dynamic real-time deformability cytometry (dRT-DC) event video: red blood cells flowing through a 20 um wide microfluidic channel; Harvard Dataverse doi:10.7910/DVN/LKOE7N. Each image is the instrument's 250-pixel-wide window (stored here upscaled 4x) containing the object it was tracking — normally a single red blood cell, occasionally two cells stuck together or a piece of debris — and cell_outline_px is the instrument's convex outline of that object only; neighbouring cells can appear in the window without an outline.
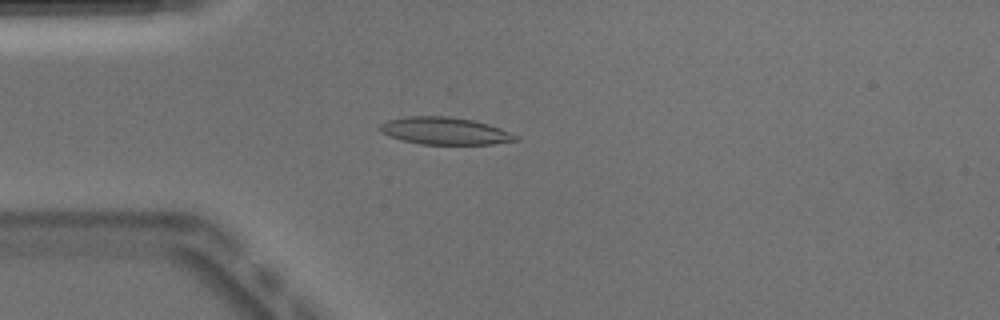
{"species": "Egyptian fruit bat (a non-hibernating species)", "species_latin": "Rousettus aegyptiacus", "temperature_condition": "warm", "stored_images_in_passage": 45, "camera_frame_rate_fps": 3000, "um_per_image_px": 0.085, "animal": {"sex": "male"}, "frame": {"image": 1, "passage_image": 7, "time_ms": 2.0, "image_size_px": [1000, 320], "cell_outline_px": [[520, 140], [492, 144], [420, 144], [388, 136], [380, 132], [380, 124], [388, 120], [408, 116], [448, 116], [472, 120], [488, 124], [500, 128], [516, 136]], "centroid_in_image_um": [37.79, 11.13], "position_along_channel_um": 47.2, "area_um2": 21.39}}
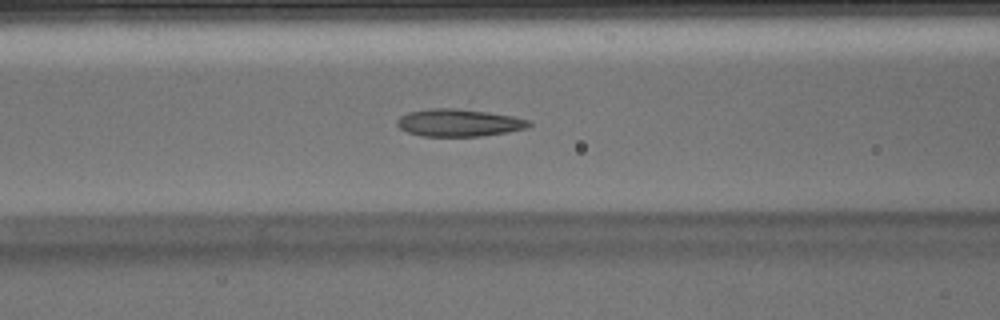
{"frame": {"image": 2, "passage_image": 14, "time_ms": 4.333, "image_size_px": [1000, 320], "cell_outline_px": [[532, 124], [528, 128], [508, 132], [484, 136], [420, 136], [408, 132], [400, 128], [396, 124], [396, 120], [400, 116], [408, 112], [468, 100], [528, 120]], "centroid_in_image_um": [39.14, 10.27], "position_along_channel_um": 127.5, "area_um2": 24.16}}
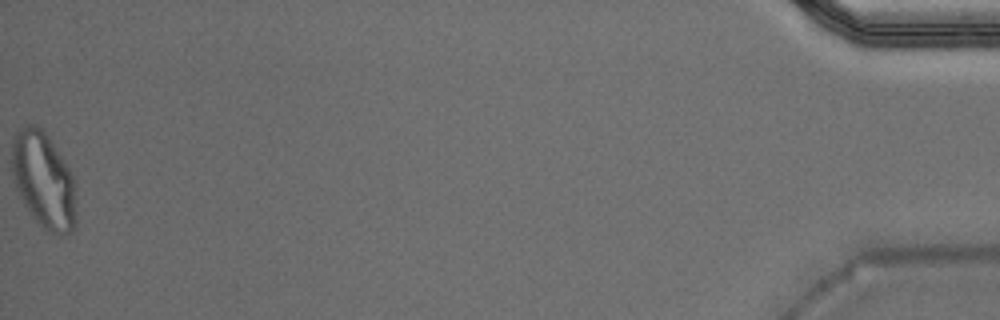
{"frame": {"image": 3, "passage_image": 45, "time_ms": 14.667, "image_size_px": [1000, 320], "cell_outline_px": [[76, 228], [72, 232], [60, 236], [48, 232], [36, 220], [24, 204], [16, 188], [12, 176], [12, 136], [24, 124], [32, 124], [44, 128], [76, 180]], "centroid_in_image_um": [3.73, 15.31], "position_along_channel_um": 431.5, "area_um2": 36.82}}